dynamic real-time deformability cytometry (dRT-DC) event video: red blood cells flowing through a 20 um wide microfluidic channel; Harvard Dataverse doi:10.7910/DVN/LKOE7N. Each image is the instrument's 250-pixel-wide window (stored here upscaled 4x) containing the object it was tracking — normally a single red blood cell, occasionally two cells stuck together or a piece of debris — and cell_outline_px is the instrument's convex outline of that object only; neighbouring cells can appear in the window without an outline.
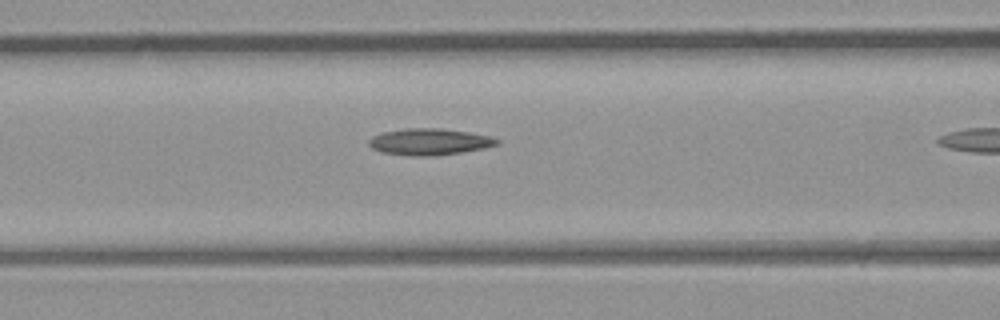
{"species": "common noctule bat (a hibernating species)", "species_latin": "Nyctalus noctula", "temperature_condition": "room temperature", "stored_images_in_passage": 7, "camera_frame_rate_fps": 3000, "um_per_image_px": 0.085, "animal": {"sex": "male", "body_mass_g": 23.1, "forearm_length_mm": 52.7}, "frame": {"image": 1, "passage_image": 6, "time_ms": 1.667, "image_size_px": [1000, 320], "cell_outline_px": [[500, 144], [484, 148], [464, 152], [436, 156], [412, 156], [380, 152], [372, 148], [368, 144], [368, 140], [372, 136], [384, 132], [404, 128], [440, 128], [468, 132], [488, 136], [500, 140]], "centroid_in_image_um": [36.49, 12.06], "position_along_channel_um": 130.1, "area_um2": 19.94}}